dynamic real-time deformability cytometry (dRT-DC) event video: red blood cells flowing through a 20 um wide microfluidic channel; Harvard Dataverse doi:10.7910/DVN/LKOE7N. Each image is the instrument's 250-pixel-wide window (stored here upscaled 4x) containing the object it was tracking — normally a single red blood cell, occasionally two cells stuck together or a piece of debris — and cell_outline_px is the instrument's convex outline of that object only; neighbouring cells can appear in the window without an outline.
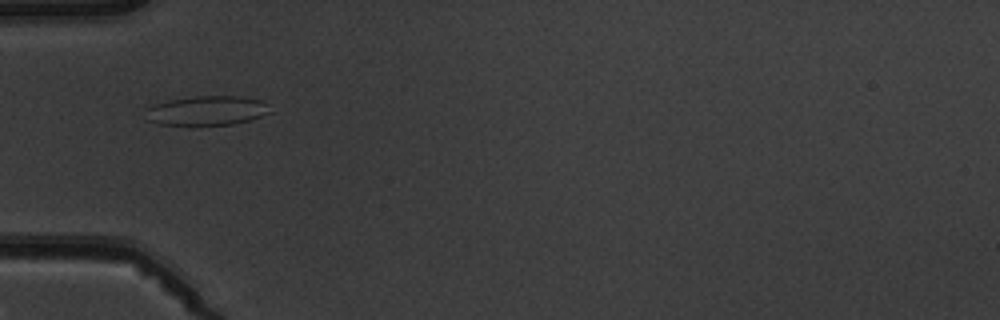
{"species": "common noctule bat (a hibernating species)", "species_latin": "Nyctalus noctula", "temperature_condition": "warm", "stored_images_in_passage": 4, "camera_frame_rate_fps": 3000, "um_per_image_px": 0.085, "animal": {"sex": "male", "body_mass_g": 19.5, "forearm_length_mm": 54.6}, "frame": {"image": 1, "passage_image": 1, "time_ms": 0.0, "image_size_px": [1000, 320], "cell_outline_px": [[272, 112], [248, 120], [232, 124], [192, 128], [160, 124], [148, 120], [148, 108], [152, 104], [168, 100], [196, 96], [240, 96], [264, 100]], "centroid_in_image_um": [17.58, 9.43], "position_along_channel_um": 67.4, "area_um2": 22.02}}
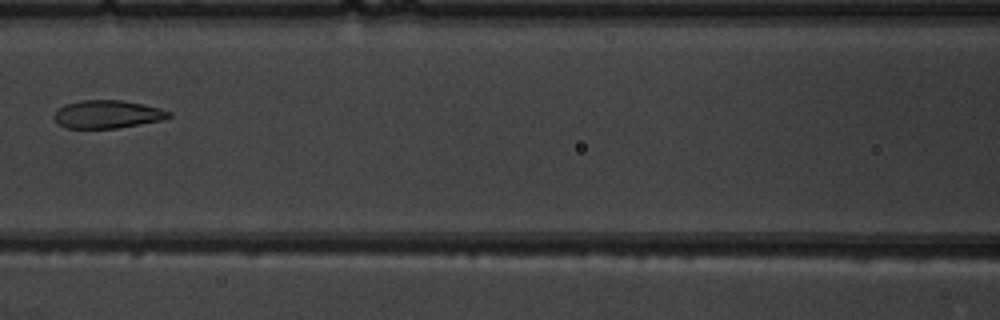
{"frame": {"image": 2, "passage_image": 3, "time_ms": 2.333, "image_size_px": [1000, 320], "cell_outline_px": [[172, 116], [164, 120], [116, 128], [68, 128], [56, 124], [52, 116], [56, 108], [64, 104], [80, 100], [120, 100], [160, 108], [172, 112]], "centroid_in_image_um": [9.08, 9.71], "position_along_channel_um": 157.5, "area_um2": 18.96}}
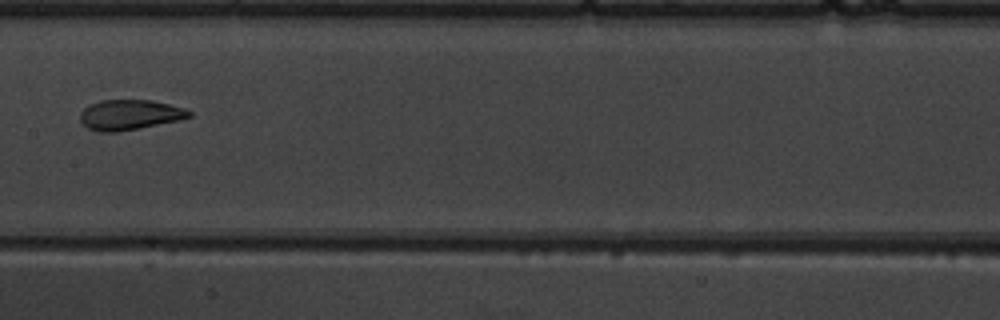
{"frame": {"image": 3, "passage_image": 4, "time_ms": 3.333, "image_size_px": [1000, 320], "cell_outline_px": [[192, 116], [180, 120], [116, 132], [100, 132], [88, 128], [80, 120], [80, 112], [88, 104], [100, 100], [152, 100], [184, 108], [192, 112]], "centroid_in_image_um": [11.01, 9.75], "position_along_channel_um": 196.4, "area_um2": 19.13}}